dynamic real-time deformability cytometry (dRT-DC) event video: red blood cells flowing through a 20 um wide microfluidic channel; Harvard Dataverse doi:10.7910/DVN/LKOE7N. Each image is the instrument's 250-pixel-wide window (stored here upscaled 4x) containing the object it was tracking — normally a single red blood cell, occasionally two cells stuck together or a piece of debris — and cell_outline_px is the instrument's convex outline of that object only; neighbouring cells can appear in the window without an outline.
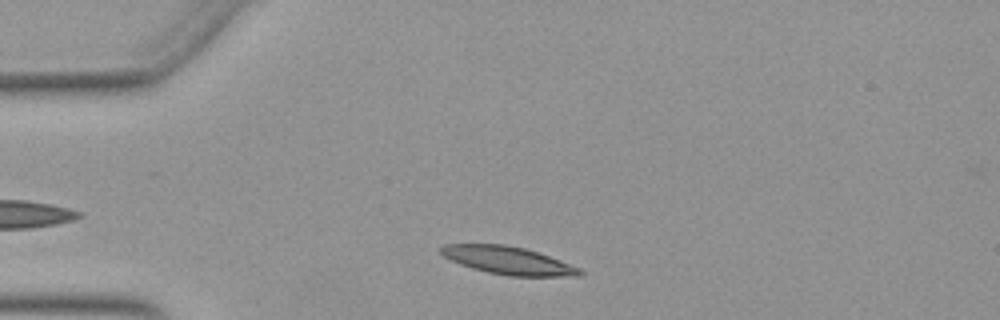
{"species": "Egyptian fruit bat (a non-hibernating species)", "species_latin": "Rousettus aegyptiacus", "temperature_condition": "warm", "stored_images_in_passage": 14, "camera_frame_rate_fps": 3000, "um_per_image_px": 0.085, "animal": {"sex": "female"}, "frame": {"image": 1, "passage_image": 4, "time_ms": 1.0, "image_size_px": [1000, 320], "cell_outline_px": [[584, 272], [580, 276], [508, 276], [488, 272], [472, 268], [460, 264], [444, 256], [440, 252], [440, 248], [444, 244], [504, 244], [524, 248], [560, 260], [580, 268]], "centroid_in_image_um": [43.19, 22.14], "position_along_channel_um": 41.8, "area_um2": 22.31}}
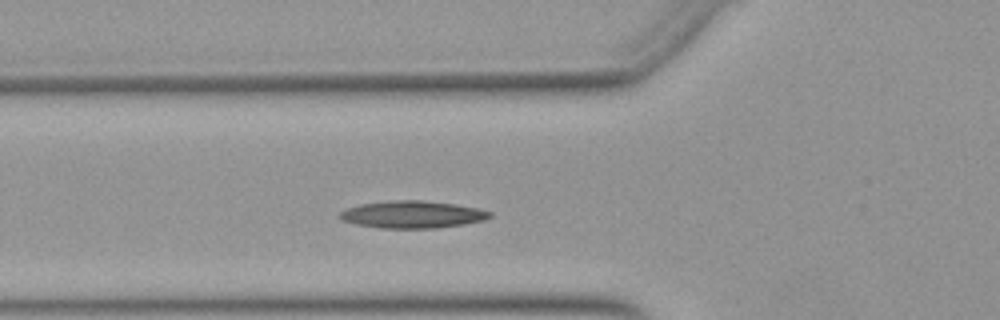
{"frame": {"image": 2, "passage_image": 10, "time_ms": 3.0, "image_size_px": [1000, 320], "cell_outline_px": [[492, 216], [484, 220], [464, 224], [436, 228], [380, 228], [356, 224], [340, 220], [340, 212], [348, 208], [360, 204], [388, 200], [424, 200], [456, 204], [476, 208], [492, 212]], "centroid_in_image_um": [35.05, 18.23], "position_along_channel_um": 90.7, "area_um2": 23.87}}
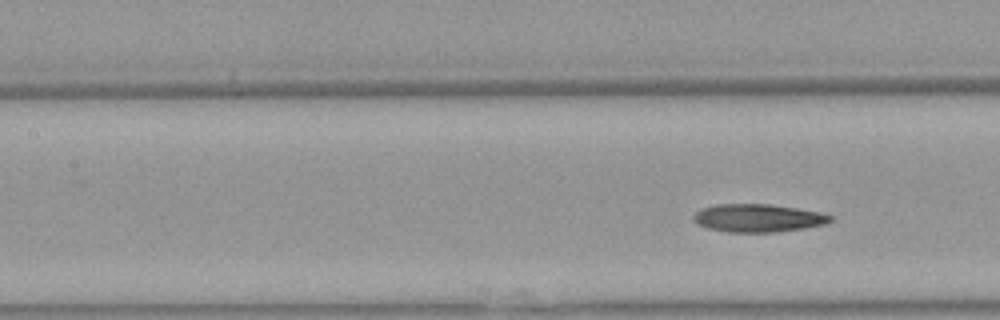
{"frame": {"image": 3, "passage_image": 14, "time_ms": 4.333, "image_size_px": [1000, 320], "cell_outline_px": [[832, 220], [824, 224], [804, 228], [772, 232], [728, 232], [708, 228], [696, 224], [692, 220], [692, 216], [696, 212], [704, 208], [716, 204], [768, 204], [796, 208], [820, 212], [832, 216]], "centroid_in_image_um": [64.39, 18.53], "position_along_channel_um": 143.0, "area_um2": 22.2}}